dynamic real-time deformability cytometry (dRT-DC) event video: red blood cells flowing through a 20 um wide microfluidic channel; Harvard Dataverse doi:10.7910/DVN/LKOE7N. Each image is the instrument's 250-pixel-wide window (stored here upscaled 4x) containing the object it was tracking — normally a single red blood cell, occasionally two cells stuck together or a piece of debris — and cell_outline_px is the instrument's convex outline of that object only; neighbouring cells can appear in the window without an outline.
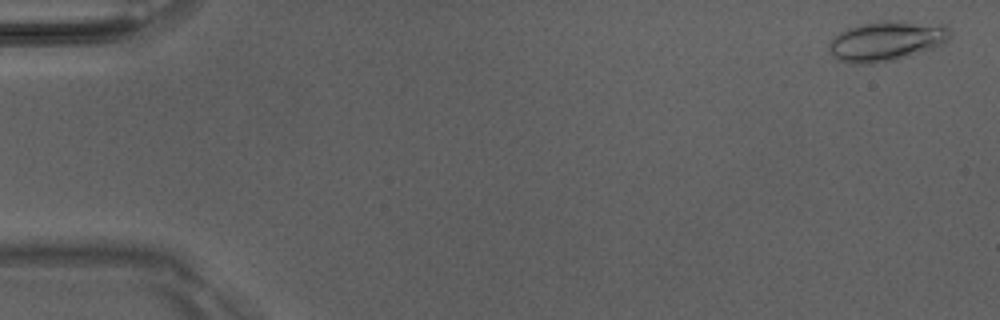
{"species": "Egyptian fruit bat (a non-hibernating species)", "species_latin": "Rousettus aegyptiacus", "temperature_condition": "room temperature", "stored_images_in_passage": 51, "camera_frame_rate_fps": 3000, "um_per_image_px": 0.085, "animal": {"sex": "male"}, "frame": {"image": 1, "passage_image": 2, "time_ms": 0.333, "image_size_px": [1000, 320], "cell_outline_px": [[948, 40], [944, 44], [936, 48], [896, 60], [868, 64], [848, 64], [836, 60], [832, 56], [828, 48], [828, 44], [840, 32], [848, 28], [864, 24], [884, 20], [888, 20], [944, 24], [948, 28]], "centroid_in_image_um": [75.34, 3.51], "position_along_channel_um": 9.7, "area_um2": 28.38}}
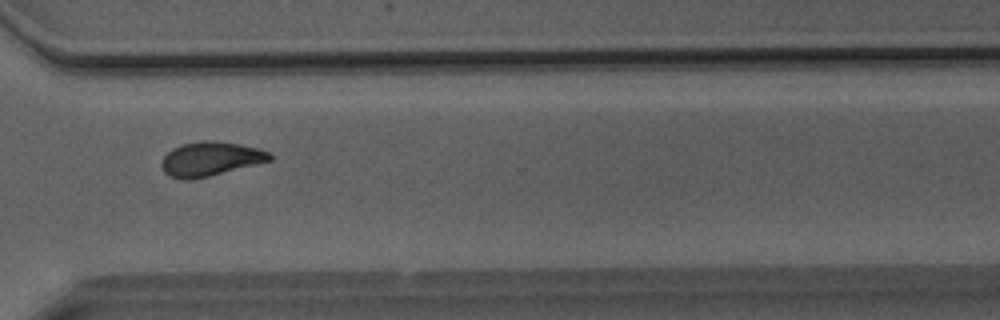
{"frame": {"image": 2, "passage_image": 38, "time_ms": 12.333, "image_size_px": [1000, 320], "cell_outline_px": [[272, 160], [192, 180], [180, 180], [168, 176], [164, 172], [160, 164], [164, 156], [172, 148], [184, 144], [200, 140], [216, 140], [240, 144], [260, 148], [268, 152], [272, 156]], "centroid_in_image_um": [17.85, 13.5], "position_along_channel_um": 352.7, "area_um2": 21.68}}
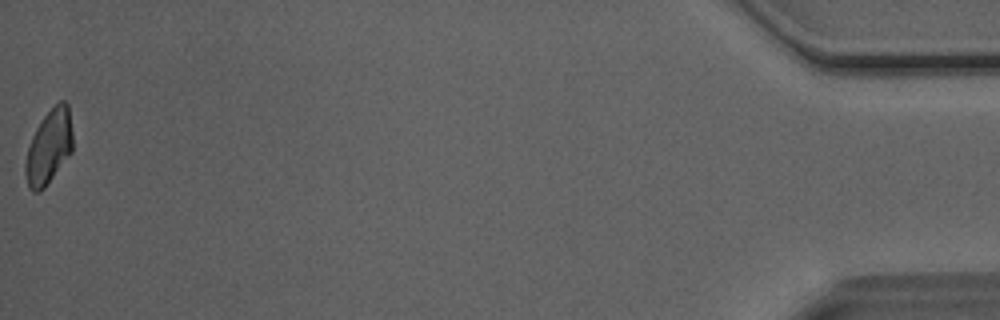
{"frame": {"image": 3, "passage_image": 51, "time_ms": 16.667, "image_size_px": [1000, 320], "cell_outline_px": [[72, 152], [44, 188], [36, 192], [32, 192], [28, 188], [24, 172], [24, 164], [28, 148], [32, 136], [36, 128], [44, 116], [60, 100], [64, 100], [68, 104], [72, 132]], "centroid_in_image_um": [4.14, 12.51], "position_along_channel_um": 431.1, "area_um2": 20.4}, "authors_computed_cell_mechanics": {"area_um2": 21.6172, "velocity_mm_per_s": 4.0886, "shape_relaxation_time_tau1_ms": 6.2424, "shape_relaxation_time_tau2_ms": 2.9191, "deformation_change_tau1": 0.1617, "deformation_change_tau2": 0.0875}}